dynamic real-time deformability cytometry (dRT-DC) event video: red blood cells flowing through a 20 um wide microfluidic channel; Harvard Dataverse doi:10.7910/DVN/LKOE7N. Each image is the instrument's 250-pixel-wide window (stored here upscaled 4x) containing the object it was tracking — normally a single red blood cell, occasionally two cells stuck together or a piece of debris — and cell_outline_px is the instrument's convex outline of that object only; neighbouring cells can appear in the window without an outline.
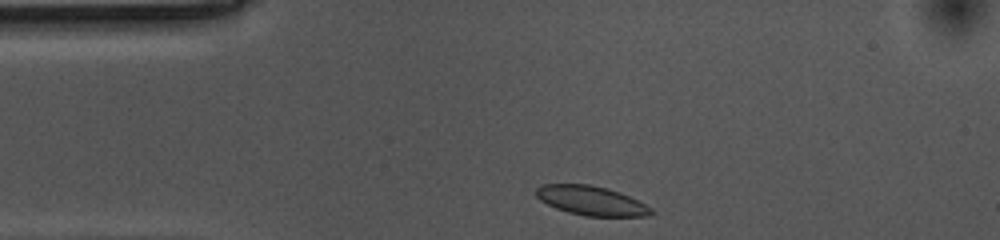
{"species": "common noctule bat (a hibernating species)", "species_latin": "Nyctalus noctula", "temperature_condition": "cold", "stored_images_in_passage": 33, "camera_frame_rate_fps": 3000, "um_per_image_px": 0.085, "animal": {"sex": "female", "body_mass_g": 10.0, "forearm_length_mm": 53.1}, "frame": {"image": 1, "passage_image": 1, "time_ms": 0.0, "image_size_px": [1000, 240], "cell_outline_px": [[656, 212], [648, 216], [584, 216], [568, 212], [556, 208], [540, 200], [536, 196], [536, 188], [544, 184], [588, 184], [608, 188], [620, 192], [652, 208]], "centroid_in_image_um": [50.26, 17.06], "position_along_channel_um": 34.7, "area_um2": 19.59}}
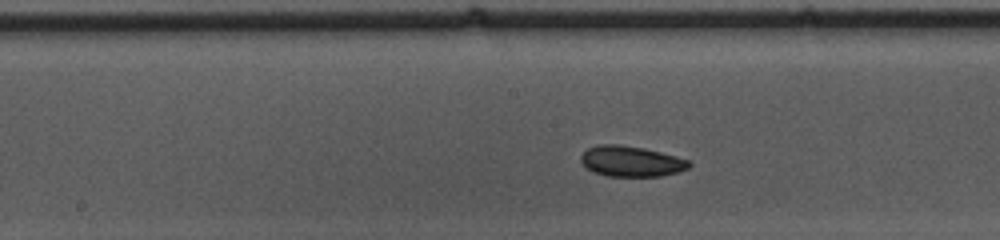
{"frame": {"image": 2, "passage_image": 17, "time_ms": 5.333, "image_size_px": [1000, 240], "cell_outline_px": [[692, 164], [688, 168], [676, 172], [660, 176], [608, 176], [592, 172], [580, 160], [580, 156], [588, 148], [600, 144], [620, 144], [644, 148], [676, 156], [688, 160]], "centroid_in_image_um": [53.63, 13.7], "position_along_channel_um": 194.6, "area_um2": 19.19}}
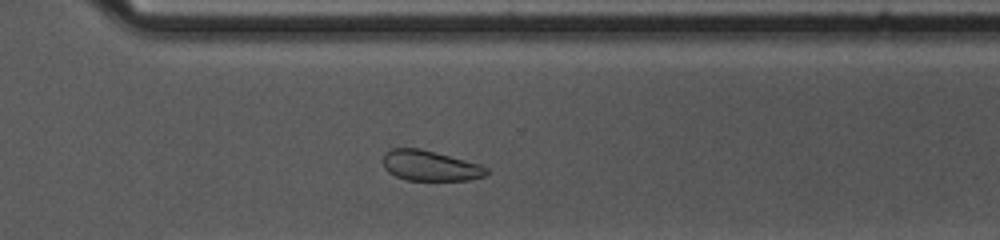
{"frame": {"image": 3, "passage_image": 29, "time_ms": 9.333, "image_size_px": [1000, 240], "cell_outline_px": [[488, 172], [484, 176], [468, 180], [408, 180], [396, 176], [388, 172], [384, 168], [384, 152], [392, 148], [420, 148], [436, 152], [480, 164], [488, 168]], "centroid_in_image_um": [36.55, 14.08], "position_along_channel_um": 334.0, "area_um2": 18.26}, "authors_computed_cell_mechanics": {"area_um2": 19.5364, "velocity_mm_per_s": 3.4991, "shape_relaxation_time_tau1_ms": 2.1924, "shape_relaxation_time_tau2_ms": null, "deformation_change_tau1": 0.048, "deformation_change_tau2": null}}